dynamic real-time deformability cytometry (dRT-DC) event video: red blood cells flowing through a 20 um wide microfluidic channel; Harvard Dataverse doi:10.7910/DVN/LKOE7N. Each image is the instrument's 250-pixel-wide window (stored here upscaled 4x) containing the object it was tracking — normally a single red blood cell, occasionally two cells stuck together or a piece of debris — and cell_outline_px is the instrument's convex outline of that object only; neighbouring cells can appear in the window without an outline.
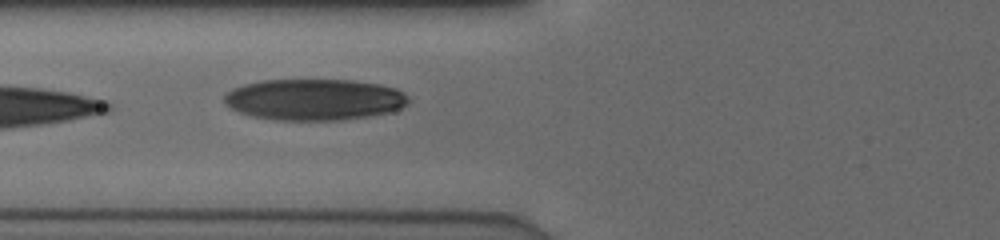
{"species": "human", "species_latin": "Homo sapiens", "temperature_condition": "cold", "stored_images_in_passage": 22, "camera_frame_rate_fps": 3000, "um_per_image_px": 0.085, "donor": {"sex": "male"}, "frame": {"image": 1, "passage_image": 4, "time_ms": 1.0, "image_size_px": [1000, 240], "cell_outline_px": [[408, 104], [400, 108], [388, 112], [368, 116], [340, 120], [276, 120], [252, 116], [240, 112], [224, 104], [224, 96], [232, 88], [244, 84], [264, 80], [348, 80], [380, 84], [396, 88], [404, 92], [408, 96]], "centroid_in_image_um": [26.71, 8.46], "position_along_channel_um": 99.1, "area_um2": 44.33}}